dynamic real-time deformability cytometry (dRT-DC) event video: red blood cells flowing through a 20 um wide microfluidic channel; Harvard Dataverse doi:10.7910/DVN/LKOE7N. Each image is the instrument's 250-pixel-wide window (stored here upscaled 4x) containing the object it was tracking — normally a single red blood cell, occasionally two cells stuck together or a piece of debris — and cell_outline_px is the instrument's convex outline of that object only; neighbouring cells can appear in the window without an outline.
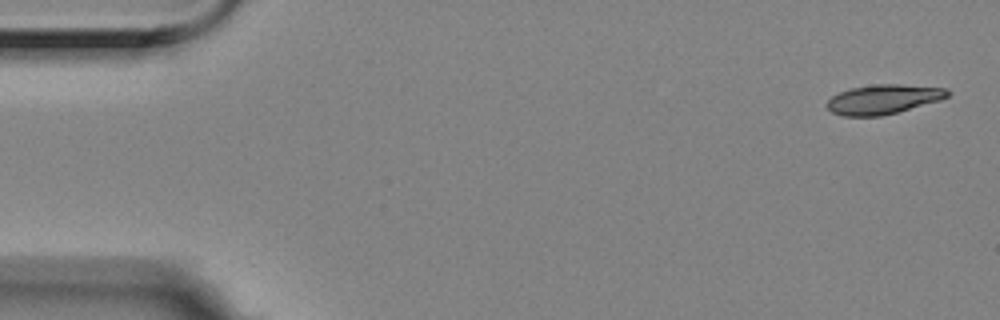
{"species": "Egyptian fruit bat (a non-hibernating species)", "species_latin": "Rousettus aegyptiacus", "temperature_condition": "room temperature", "stored_images_in_passage": 6, "camera_frame_rate_fps": 3000, "um_per_image_px": 0.085, "animal": {"sex": "female"}, "frame": {"image": 1, "passage_image": 1, "time_ms": 0.0, "image_size_px": [1000, 320], "cell_outline_px": [[952, 92], [948, 96], [940, 100], [896, 112], [880, 116], [844, 116], [832, 112], [828, 108], [828, 100], [832, 96], [840, 92], [852, 88], [872, 84], [900, 84], [948, 88]], "centroid_in_image_um": [75.12, 8.42], "position_along_channel_um": 9.9, "area_um2": 20.58}}
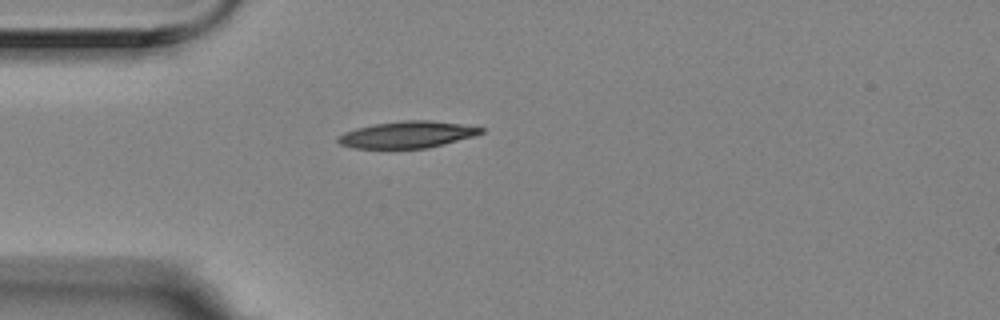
{"frame": {"image": 2, "passage_image": 5, "time_ms": 1.333, "image_size_px": [1000, 320], "cell_outline_px": [[484, 132], [472, 136], [444, 144], [428, 148], [352, 148], [340, 144], [336, 140], [336, 136], [344, 132], [356, 128], [376, 124], [404, 120], [432, 120], [460, 124], [484, 128]], "centroid_in_image_um": [34.58, 11.44], "position_along_channel_um": 50.4, "area_um2": 22.14}}